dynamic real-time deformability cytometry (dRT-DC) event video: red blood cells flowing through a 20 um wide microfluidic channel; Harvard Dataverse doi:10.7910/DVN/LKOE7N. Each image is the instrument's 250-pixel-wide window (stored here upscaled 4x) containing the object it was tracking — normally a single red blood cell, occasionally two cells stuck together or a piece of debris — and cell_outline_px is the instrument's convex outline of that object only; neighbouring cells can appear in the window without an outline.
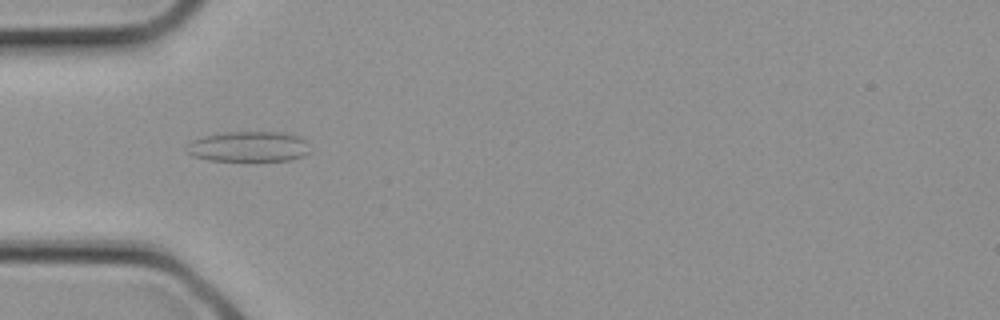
{"species": "common noctule bat (a hibernating species)", "species_latin": "Nyctalus noctula", "temperature_condition": "cold", "stored_images_in_passage": 1, "camera_frame_rate_fps": 3000, "um_per_image_px": 0.085, "animal": {"sex": "female", "body_mass_g": 21.9}, "frame": {"image": 1, "passage_image": 1, "time_ms": 0.0, "image_size_px": [1000, 320], "cell_outline_px": [[312, 152], [304, 156], [292, 160], [208, 160], [192, 156], [188, 152], [192, 140], [204, 136], [228, 132], [284, 132], [300, 136], [304, 140]], "centroid_in_image_um": [21.22, 12.46], "position_along_channel_um": 63.8, "area_um2": 21.68}}